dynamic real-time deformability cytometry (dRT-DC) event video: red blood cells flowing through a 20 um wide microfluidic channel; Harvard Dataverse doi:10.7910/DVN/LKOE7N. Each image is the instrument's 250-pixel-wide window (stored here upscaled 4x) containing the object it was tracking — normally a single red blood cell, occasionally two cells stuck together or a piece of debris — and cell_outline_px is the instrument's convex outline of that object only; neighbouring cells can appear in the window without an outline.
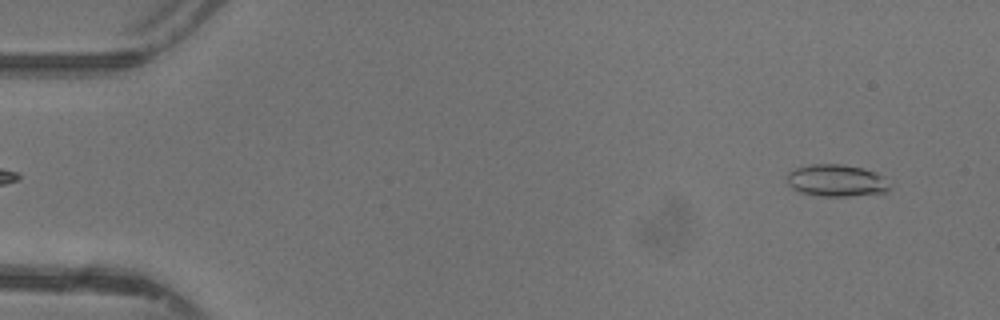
{"species": "common noctule bat (a hibernating species)", "species_latin": "Nyctalus noctula", "temperature_condition": "warm", "stored_images_in_passage": 45, "camera_frame_rate_fps": 3000, "um_per_image_px": 0.085, "animal": {"sex": "female"}, "frame": {"image": 1, "passage_image": 3, "time_ms": 0.667, "image_size_px": [1000, 320], "cell_outline_px": [[892, 188], [884, 192], [848, 196], [820, 196], [800, 192], [792, 188], [788, 184], [788, 172], [796, 168], [812, 164], [840, 164], [864, 168], [876, 172], [884, 176]], "centroid_in_image_um": [71.12, 15.34], "position_along_channel_um": 13.9, "area_um2": 19.19}}
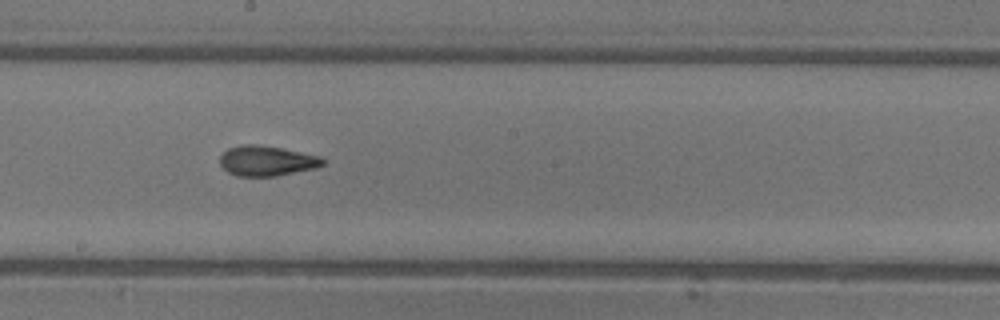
{"frame": {"image": 2, "passage_image": 26, "time_ms": 8.333, "image_size_px": [1000, 320], "cell_outline_px": [[324, 164], [316, 168], [276, 176], [236, 176], [228, 172], [220, 164], [220, 156], [228, 148], [240, 144], [256, 144], [280, 148], [320, 156], [324, 160]], "centroid_in_image_um": [22.65, 13.67], "position_along_channel_um": 225.5, "area_um2": 18.03}}
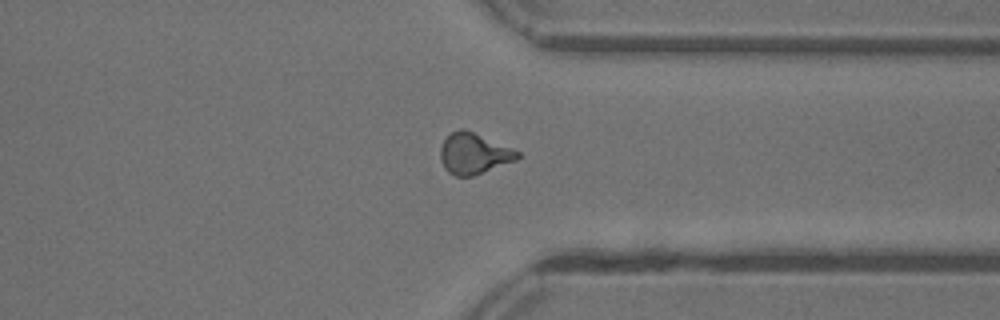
{"frame": {"image": 3, "passage_image": 36, "time_ms": 11.667, "image_size_px": [1000, 320], "cell_outline_px": [[520, 156], [516, 160], [472, 176], [456, 176], [448, 172], [444, 168], [440, 156], [440, 148], [444, 140], [452, 132], [460, 128], [464, 128], [512, 148], [520, 152]], "centroid_in_image_um": [40.26, 13.05], "position_along_channel_um": 371.1, "area_um2": 18.21}}